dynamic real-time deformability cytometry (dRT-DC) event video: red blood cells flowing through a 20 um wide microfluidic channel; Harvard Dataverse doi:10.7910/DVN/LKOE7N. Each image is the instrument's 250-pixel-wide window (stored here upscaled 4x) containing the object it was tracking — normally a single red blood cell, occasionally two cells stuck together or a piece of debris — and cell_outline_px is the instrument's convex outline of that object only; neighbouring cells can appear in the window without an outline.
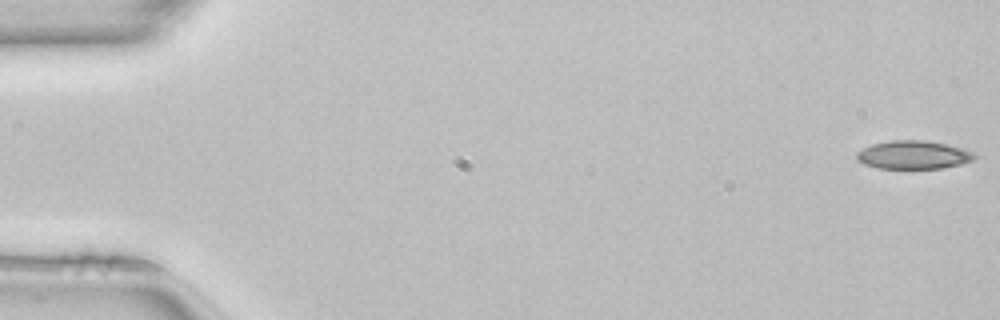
{"species": "common noctule bat (a hibernating species)", "species_latin": "Nyctalus noctula", "temperature_condition": "room temperature", "stored_images_in_passage": 50, "camera_frame_rate_fps": 3000, "um_per_image_px": 0.085, "animal": {"sex": "female", "body_mass_g": 22.7, "forearm_length_mm": 54.2}, "frame": {"image": 1, "passage_image": 1, "time_ms": 0.0, "image_size_px": [1000, 320], "cell_outline_px": [[976, 160], [944, 168], [876, 168], [864, 164], [856, 160], [856, 152], [872, 144], [892, 140], [924, 140], [948, 144], [972, 152], [976, 156]], "centroid_in_image_um": [77.63, 13.16], "position_along_channel_um": 7.4, "area_um2": 19.48}}
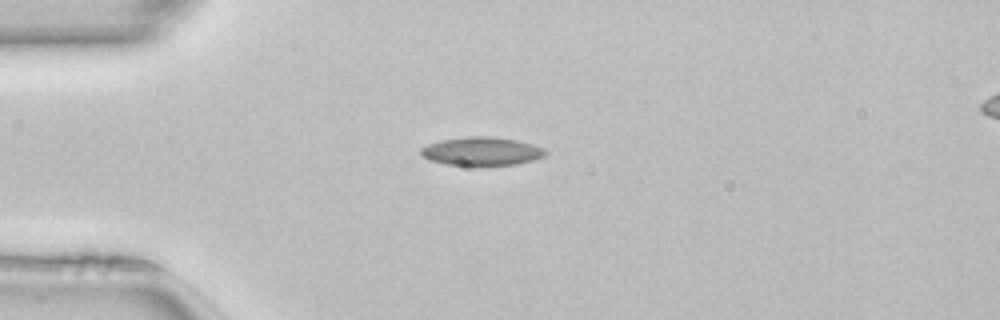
{"frame": {"image": 2, "passage_image": 13, "time_ms": 4.0, "image_size_px": [1000, 320], "cell_outline_px": [[548, 152], [544, 156], [532, 160], [516, 164], [444, 164], [428, 160], [420, 152], [420, 148], [428, 144], [440, 140], [468, 136], [492, 136], [516, 140], [532, 144], [544, 148]], "centroid_in_image_um": [40.93, 12.83], "position_along_channel_um": 44.1, "area_um2": 20.35}}
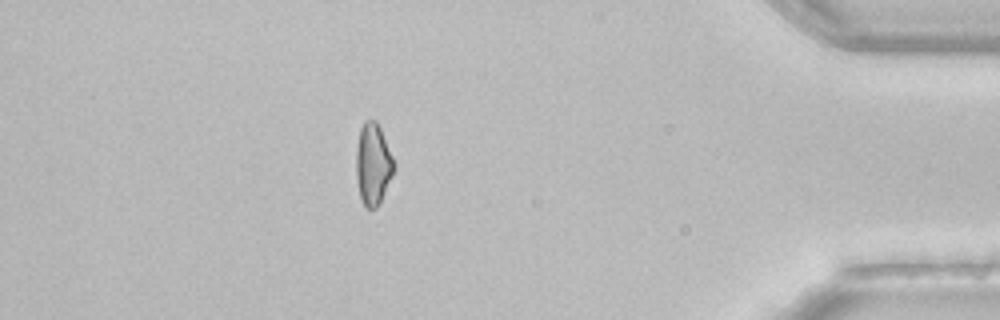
{"frame": {"image": 3, "passage_image": 44, "time_ms": 14.333, "image_size_px": [1000, 320], "cell_outline_px": [[396, 168], [380, 204], [376, 208], [364, 208], [360, 196], [356, 176], [356, 148], [360, 128], [364, 120], [376, 120], [380, 128], [396, 164]], "centroid_in_image_um": [31.71, 13.97], "position_along_channel_um": 403.5, "area_um2": 18.26}, "authors_computed_cell_mechanics": {"area_um2": 19.4786, "velocity_mm_per_s": 4.1259, "shape_relaxation_time_tau1_ms": null, "shape_relaxation_time_tau2_ms": 9.2164, "deformation_change_tau1": null, "deformation_change_tau2": 0.1984}}